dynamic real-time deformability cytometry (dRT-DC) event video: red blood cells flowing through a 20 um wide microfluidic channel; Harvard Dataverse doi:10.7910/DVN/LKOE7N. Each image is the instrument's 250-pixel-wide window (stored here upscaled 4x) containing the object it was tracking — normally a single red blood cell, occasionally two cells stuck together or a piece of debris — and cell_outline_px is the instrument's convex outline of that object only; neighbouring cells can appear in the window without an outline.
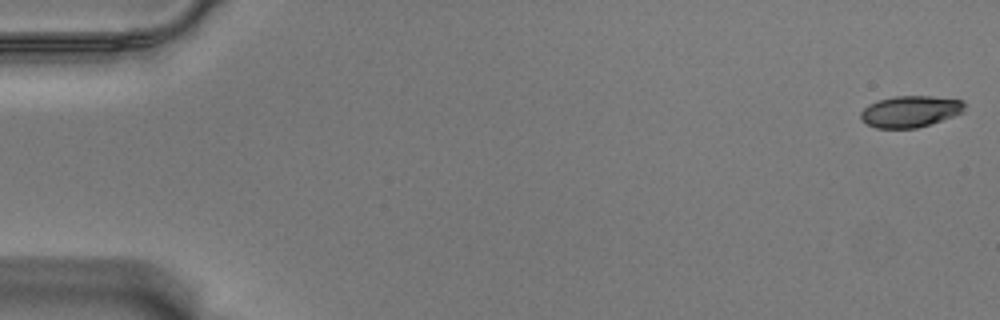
{"species": "Egyptian fruit bat (a non-hibernating species)", "species_latin": "Rousettus aegyptiacus", "temperature_condition": "warm", "stored_images_in_passage": 57, "camera_frame_rate_fps": 3000, "um_per_image_px": 0.085, "animal": {"sex": "male"}, "frame": {"image": 1, "passage_image": 1, "time_ms": 0.0, "image_size_px": [1000, 320], "cell_outline_px": [[964, 112], [916, 128], [876, 128], [860, 120], [860, 112], [868, 104], [876, 100], [896, 96], [932, 96], [964, 100]], "centroid_in_image_um": [77.34, 9.46], "position_along_channel_um": 7.7, "area_um2": 19.02}}
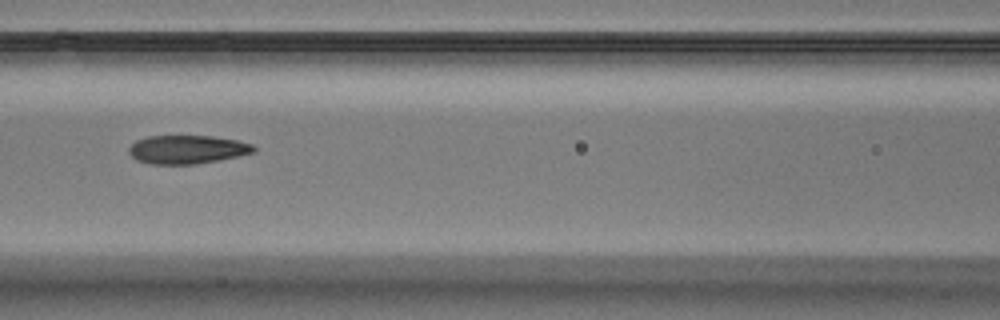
{"frame": {"image": 2, "passage_image": 26, "time_ms": 8.333, "image_size_px": [1000, 320], "cell_outline_px": [[256, 152], [220, 160], [196, 164], [152, 164], [136, 160], [128, 152], [128, 148], [136, 140], [148, 136], [212, 136], [240, 140], [252, 144], [256, 148]], "centroid_in_image_um": [15.94, 12.7], "position_along_channel_um": 150.7, "area_um2": 20.92}}
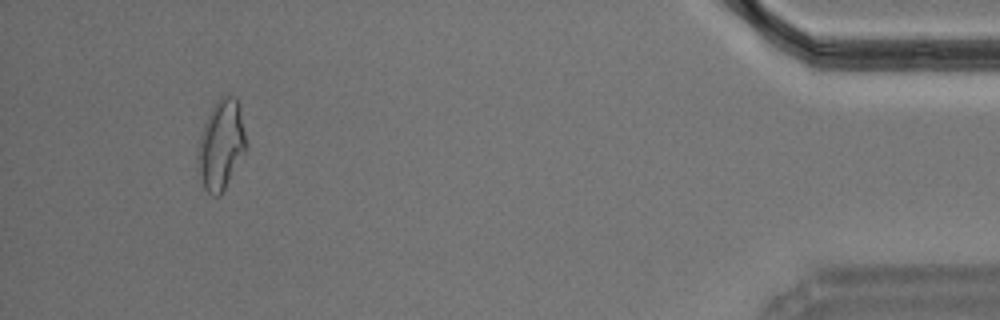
{"frame": {"image": 3, "passage_image": 54, "time_ms": 17.667, "image_size_px": [1000, 320], "cell_outline_px": [[248, 148], [220, 196], [212, 196], [204, 188], [196, 172], [196, 156], [200, 132], [216, 100], [224, 96], [232, 96], [236, 100], [240, 108], [248, 144]], "centroid_in_image_um": [18.77, 12.36], "position_along_channel_um": 416.4, "area_um2": 25.72}, "authors_computed_cell_mechanics": {"area_um2": 21.2704, "velocity_mm_per_s": 3.5473, "shape_relaxation_time_tau1_ms": null, "shape_relaxation_time_tau2_ms": 2.3167, "deformation_change_tau1": null, "deformation_change_tau2": 0.0869}}